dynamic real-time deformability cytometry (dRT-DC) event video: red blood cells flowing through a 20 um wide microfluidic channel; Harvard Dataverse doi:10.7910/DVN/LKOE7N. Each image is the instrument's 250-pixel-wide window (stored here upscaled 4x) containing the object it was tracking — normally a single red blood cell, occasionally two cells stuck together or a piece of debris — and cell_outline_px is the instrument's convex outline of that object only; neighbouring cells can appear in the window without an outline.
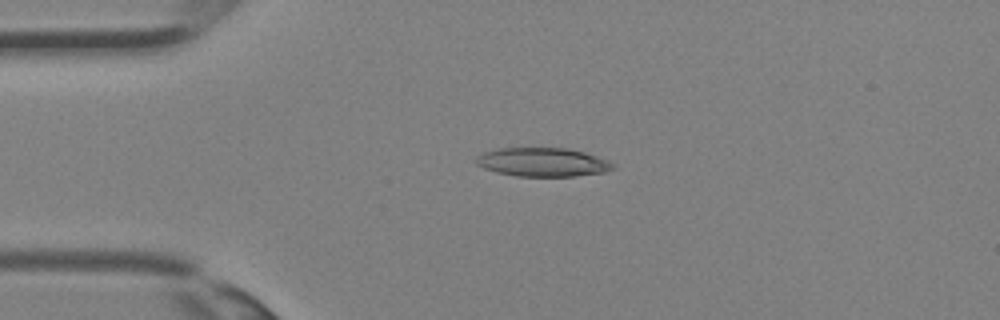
{"species": "Egyptian fruit bat (a non-hibernating species)", "species_latin": "Rousettus aegyptiacus", "temperature_condition": "room temperature", "stored_images_in_passage": 28, "camera_frame_rate_fps": 3000, "um_per_image_px": 0.085, "animal": {"sex": "female"}, "frame": {"image": 1, "passage_image": 1, "time_ms": 0.0, "image_size_px": [1000, 320], "cell_outline_px": [[616, 168], [604, 172], [576, 176], [516, 176], [496, 172], [484, 168], [476, 164], [476, 156], [484, 152], [500, 148], [568, 148], [584, 152], [608, 160], [616, 164]], "centroid_in_image_um": [46.15, 13.78], "position_along_channel_um": 38.8, "area_um2": 23.0}}
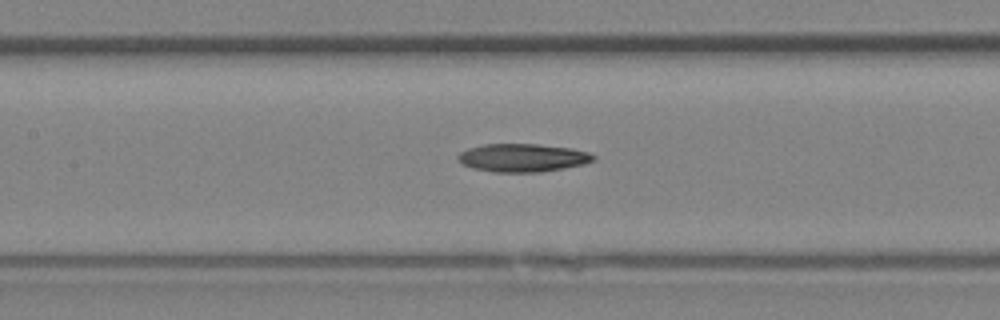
{"frame": {"image": 2, "passage_image": 9, "time_ms": 2.667, "image_size_px": [1000, 320], "cell_outline_px": [[596, 160], [584, 164], [564, 168], [540, 172], [492, 172], [472, 168], [460, 164], [456, 160], [456, 156], [460, 152], [468, 148], [484, 144], [536, 144], [572, 148], [588, 152], [596, 156]], "centroid_in_image_um": [44.39, 13.41], "position_along_channel_um": 163.0, "area_um2": 22.48}}
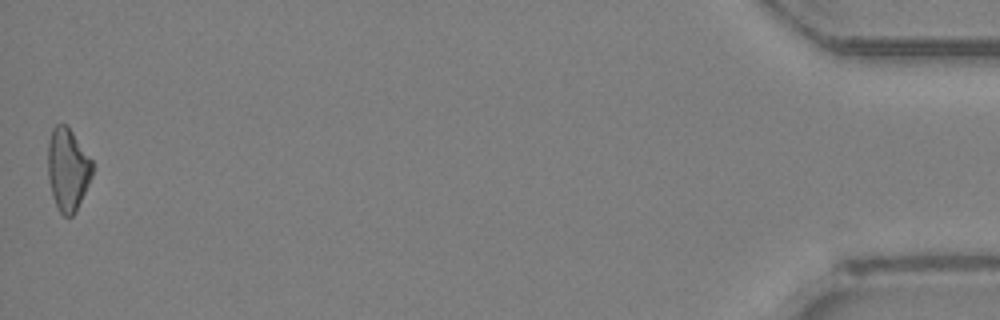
{"frame": {"image": 3, "passage_image": 28, "time_ms": 9.0, "image_size_px": [1000, 320], "cell_outline_px": [[92, 176], [76, 212], [72, 216], [64, 216], [60, 212], [52, 196], [48, 176], [48, 140], [52, 128], [56, 124], [68, 124], [92, 160]], "centroid_in_image_um": [5.75, 14.37], "position_along_channel_um": 429.4, "area_um2": 21.56}}